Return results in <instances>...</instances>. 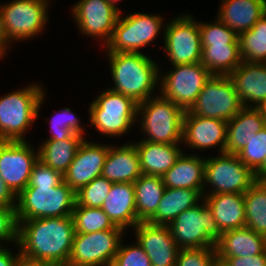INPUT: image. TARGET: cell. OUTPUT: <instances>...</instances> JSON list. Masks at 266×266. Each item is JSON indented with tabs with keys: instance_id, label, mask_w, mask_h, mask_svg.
Instances as JSON below:
<instances>
[{
	"instance_id": "cell-28",
	"label": "cell",
	"mask_w": 266,
	"mask_h": 266,
	"mask_svg": "<svg viewBox=\"0 0 266 266\" xmlns=\"http://www.w3.org/2000/svg\"><path fill=\"white\" fill-rule=\"evenodd\" d=\"M215 248L217 257L256 256L266 253V237L245 226L223 232Z\"/></svg>"
},
{
	"instance_id": "cell-8",
	"label": "cell",
	"mask_w": 266,
	"mask_h": 266,
	"mask_svg": "<svg viewBox=\"0 0 266 266\" xmlns=\"http://www.w3.org/2000/svg\"><path fill=\"white\" fill-rule=\"evenodd\" d=\"M51 4V0H10L0 4L8 41L15 45L43 34L49 24Z\"/></svg>"
},
{
	"instance_id": "cell-29",
	"label": "cell",
	"mask_w": 266,
	"mask_h": 266,
	"mask_svg": "<svg viewBox=\"0 0 266 266\" xmlns=\"http://www.w3.org/2000/svg\"><path fill=\"white\" fill-rule=\"evenodd\" d=\"M202 199L203 190L165 187L156 214L148 222L168 226L181 212L194 207Z\"/></svg>"
},
{
	"instance_id": "cell-33",
	"label": "cell",
	"mask_w": 266,
	"mask_h": 266,
	"mask_svg": "<svg viewBox=\"0 0 266 266\" xmlns=\"http://www.w3.org/2000/svg\"><path fill=\"white\" fill-rule=\"evenodd\" d=\"M245 226L266 237V181H256L244 193Z\"/></svg>"
},
{
	"instance_id": "cell-2",
	"label": "cell",
	"mask_w": 266,
	"mask_h": 266,
	"mask_svg": "<svg viewBox=\"0 0 266 266\" xmlns=\"http://www.w3.org/2000/svg\"><path fill=\"white\" fill-rule=\"evenodd\" d=\"M106 56L114 82L110 90L131 97L137 103L159 94L156 89L162 66L156 60L145 53H106Z\"/></svg>"
},
{
	"instance_id": "cell-16",
	"label": "cell",
	"mask_w": 266,
	"mask_h": 266,
	"mask_svg": "<svg viewBox=\"0 0 266 266\" xmlns=\"http://www.w3.org/2000/svg\"><path fill=\"white\" fill-rule=\"evenodd\" d=\"M71 9L78 32L97 39L105 47L112 37L120 11L106 0H79Z\"/></svg>"
},
{
	"instance_id": "cell-12",
	"label": "cell",
	"mask_w": 266,
	"mask_h": 266,
	"mask_svg": "<svg viewBox=\"0 0 266 266\" xmlns=\"http://www.w3.org/2000/svg\"><path fill=\"white\" fill-rule=\"evenodd\" d=\"M199 19L195 20L190 13L179 14L169 22L166 20L163 45L165 59L172 66L201 62L202 46Z\"/></svg>"
},
{
	"instance_id": "cell-48",
	"label": "cell",
	"mask_w": 266,
	"mask_h": 266,
	"mask_svg": "<svg viewBox=\"0 0 266 266\" xmlns=\"http://www.w3.org/2000/svg\"><path fill=\"white\" fill-rule=\"evenodd\" d=\"M256 181H266V156L263 163L254 171Z\"/></svg>"
},
{
	"instance_id": "cell-5",
	"label": "cell",
	"mask_w": 266,
	"mask_h": 266,
	"mask_svg": "<svg viewBox=\"0 0 266 266\" xmlns=\"http://www.w3.org/2000/svg\"><path fill=\"white\" fill-rule=\"evenodd\" d=\"M88 107V124L102 137H123L137 124L138 103L109 88L99 93Z\"/></svg>"
},
{
	"instance_id": "cell-35",
	"label": "cell",
	"mask_w": 266,
	"mask_h": 266,
	"mask_svg": "<svg viewBox=\"0 0 266 266\" xmlns=\"http://www.w3.org/2000/svg\"><path fill=\"white\" fill-rule=\"evenodd\" d=\"M75 233H92L110 229H122L115 226L101 208L84 207L75 204L72 211Z\"/></svg>"
},
{
	"instance_id": "cell-15",
	"label": "cell",
	"mask_w": 266,
	"mask_h": 266,
	"mask_svg": "<svg viewBox=\"0 0 266 266\" xmlns=\"http://www.w3.org/2000/svg\"><path fill=\"white\" fill-rule=\"evenodd\" d=\"M37 161L38 148L30 141H0V176L16 196L28 186Z\"/></svg>"
},
{
	"instance_id": "cell-45",
	"label": "cell",
	"mask_w": 266,
	"mask_h": 266,
	"mask_svg": "<svg viewBox=\"0 0 266 266\" xmlns=\"http://www.w3.org/2000/svg\"><path fill=\"white\" fill-rule=\"evenodd\" d=\"M0 206L7 208L17 207V196L10 190L0 176Z\"/></svg>"
},
{
	"instance_id": "cell-51",
	"label": "cell",
	"mask_w": 266,
	"mask_h": 266,
	"mask_svg": "<svg viewBox=\"0 0 266 266\" xmlns=\"http://www.w3.org/2000/svg\"><path fill=\"white\" fill-rule=\"evenodd\" d=\"M7 56V53L0 47V60L5 59L4 57Z\"/></svg>"
},
{
	"instance_id": "cell-37",
	"label": "cell",
	"mask_w": 266,
	"mask_h": 266,
	"mask_svg": "<svg viewBox=\"0 0 266 266\" xmlns=\"http://www.w3.org/2000/svg\"><path fill=\"white\" fill-rule=\"evenodd\" d=\"M113 182L103 176L96 177L76 192V205L101 208Z\"/></svg>"
},
{
	"instance_id": "cell-31",
	"label": "cell",
	"mask_w": 266,
	"mask_h": 266,
	"mask_svg": "<svg viewBox=\"0 0 266 266\" xmlns=\"http://www.w3.org/2000/svg\"><path fill=\"white\" fill-rule=\"evenodd\" d=\"M135 203L139 222H148L155 214L164 194L161 176L142 174L134 183Z\"/></svg>"
},
{
	"instance_id": "cell-24",
	"label": "cell",
	"mask_w": 266,
	"mask_h": 266,
	"mask_svg": "<svg viewBox=\"0 0 266 266\" xmlns=\"http://www.w3.org/2000/svg\"><path fill=\"white\" fill-rule=\"evenodd\" d=\"M217 17L238 35L266 14V0H220Z\"/></svg>"
},
{
	"instance_id": "cell-3",
	"label": "cell",
	"mask_w": 266,
	"mask_h": 266,
	"mask_svg": "<svg viewBox=\"0 0 266 266\" xmlns=\"http://www.w3.org/2000/svg\"><path fill=\"white\" fill-rule=\"evenodd\" d=\"M43 87L41 82H33L0 96V141H27L26 134L46 101Z\"/></svg>"
},
{
	"instance_id": "cell-23",
	"label": "cell",
	"mask_w": 266,
	"mask_h": 266,
	"mask_svg": "<svg viewBox=\"0 0 266 266\" xmlns=\"http://www.w3.org/2000/svg\"><path fill=\"white\" fill-rule=\"evenodd\" d=\"M101 209L115 226L133 229L139 223L133 183H113Z\"/></svg>"
},
{
	"instance_id": "cell-25",
	"label": "cell",
	"mask_w": 266,
	"mask_h": 266,
	"mask_svg": "<svg viewBox=\"0 0 266 266\" xmlns=\"http://www.w3.org/2000/svg\"><path fill=\"white\" fill-rule=\"evenodd\" d=\"M142 174L163 176L184 151L182 143L164 144L145 140L135 143Z\"/></svg>"
},
{
	"instance_id": "cell-30",
	"label": "cell",
	"mask_w": 266,
	"mask_h": 266,
	"mask_svg": "<svg viewBox=\"0 0 266 266\" xmlns=\"http://www.w3.org/2000/svg\"><path fill=\"white\" fill-rule=\"evenodd\" d=\"M84 138L80 134H73L70 138L61 141L41 140L42 143L36 144L39 145L38 160L64 175Z\"/></svg>"
},
{
	"instance_id": "cell-4",
	"label": "cell",
	"mask_w": 266,
	"mask_h": 266,
	"mask_svg": "<svg viewBox=\"0 0 266 266\" xmlns=\"http://www.w3.org/2000/svg\"><path fill=\"white\" fill-rule=\"evenodd\" d=\"M184 113L181 107L160 94L138 103L136 123L140 124L138 129L144 134L140 140L182 143Z\"/></svg>"
},
{
	"instance_id": "cell-13",
	"label": "cell",
	"mask_w": 266,
	"mask_h": 266,
	"mask_svg": "<svg viewBox=\"0 0 266 266\" xmlns=\"http://www.w3.org/2000/svg\"><path fill=\"white\" fill-rule=\"evenodd\" d=\"M126 234L124 229L75 233L67 266H111Z\"/></svg>"
},
{
	"instance_id": "cell-6",
	"label": "cell",
	"mask_w": 266,
	"mask_h": 266,
	"mask_svg": "<svg viewBox=\"0 0 266 266\" xmlns=\"http://www.w3.org/2000/svg\"><path fill=\"white\" fill-rule=\"evenodd\" d=\"M122 13L110 41L104 47L105 53H143L141 49L153 45V42L159 40L157 37H164L166 23L162 15L132 12L121 16Z\"/></svg>"
},
{
	"instance_id": "cell-21",
	"label": "cell",
	"mask_w": 266,
	"mask_h": 266,
	"mask_svg": "<svg viewBox=\"0 0 266 266\" xmlns=\"http://www.w3.org/2000/svg\"><path fill=\"white\" fill-rule=\"evenodd\" d=\"M135 141L111 144L105 158L102 176L113 183H134L141 175Z\"/></svg>"
},
{
	"instance_id": "cell-53",
	"label": "cell",
	"mask_w": 266,
	"mask_h": 266,
	"mask_svg": "<svg viewBox=\"0 0 266 266\" xmlns=\"http://www.w3.org/2000/svg\"><path fill=\"white\" fill-rule=\"evenodd\" d=\"M262 109H263V111H264L265 114H266V103H265V105L262 107Z\"/></svg>"
},
{
	"instance_id": "cell-18",
	"label": "cell",
	"mask_w": 266,
	"mask_h": 266,
	"mask_svg": "<svg viewBox=\"0 0 266 266\" xmlns=\"http://www.w3.org/2000/svg\"><path fill=\"white\" fill-rule=\"evenodd\" d=\"M87 137L79 145L72 163L63 175L64 182L76 193L96 177L102 176L111 142L100 144Z\"/></svg>"
},
{
	"instance_id": "cell-34",
	"label": "cell",
	"mask_w": 266,
	"mask_h": 266,
	"mask_svg": "<svg viewBox=\"0 0 266 266\" xmlns=\"http://www.w3.org/2000/svg\"><path fill=\"white\" fill-rule=\"evenodd\" d=\"M239 47L242 61L266 63V14L239 35Z\"/></svg>"
},
{
	"instance_id": "cell-42",
	"label": "cell",
	"mask_w": 266,
	"mask_h": 266,
	"mask_svg": "<svg viewBox=\"0 0 266 266\" xmlns=\"http://www.w3.org/2000/svg\"><path fill=\"white\" fill-rule=\"evenodd\" d=\"M10 243L12 248L18 243L16 208L0 206V247H8Z\"/></svg>"
},
{
	"instance_id": "cell-19",
	"label": "cell",
	"mask_w": 266,
	"mask_h": 266,
	"mask_svg": "<svg viewBox=\"0 0 266 266\" xmlns=\"http://www.w3.org/2000/svg\"><path fill=\"white\" fill-rule=\"evenodd\" d=\"M134 230V231H133ZM131 231L148 255L152 266H175L179 247L167 225L139 222Z\"/></svg>"
},
{
	"instance_id": "cell-43",
	"label": "cell",
	"mask_w": 266,
	"mask_h": 266,
	"mask_svg": "<svg viewBox=\"0 0 266 266\" xmlns=\"http://www.w3.org/2000/svg\"><path fill=\"white\" fill-rule=\"evenodd\" d=\"M64 181L63 175L38 160L32 168L28 186L57 187Z\"/></svg>"
},
{
	"instance_id": "cell-10",
	"label": "cell",
	"mask_w": 266,
	"mask_h": 266,
	"mask_svg": "<svg viewBox=\"0 0 266 266\" xmlns=\"http://www.w3.org/2000/svg\"><path fill=\"white\" fill-rule=\"evenodd\" d=\"M208 157L205 158L203 195L244 194L256 182L254 172L237 154L224 152Z\"/></svg>"
},
{
	"instance_id": "cell-41",
	"label": "cell",
	"mask_w": 266,
	"mask_h": 266,
	"mask_svg": "<svg viewBox=\"0 0 266 266\" xmlns=\"http://www.w3.org/2000/svg\"><path fill=\"white\" fill-rule=\"evenodd\" d=\"M215 247L179 249L175 266H215Z\"/></svg>"
},
{
	"instance_id": "cell-27",
	"label": "cell",
	"mask_w": 266,
	"mask_h": 266,
	"mask_svg": "<svg viewBox=\"0 0 266 266\" xmlns=\"http://www.w3.org/2000/svg\"><path fill=\"white\" fill-rule=\"evenodd\" d=\"M206 205L212 211L220 231L245 227L244 194L222 193L203 195Z\"/></svg>"
},
{
	"instance_id": "cell-17",
	"label": "cell",
	"mask_w": 266,
	"mask_h": 266,
	"mask_svg": "<svg viewBox=\"0 0 266 266\" xmlns=\"http://www.w3.org/2000/svg\"><path fill=\"white\" fill-rule=\"evenodd\" d=\"M226 138V121L195 115L189 110L185 111L182 132L183 150L189 148L192 151H208V149L218 148V154L224 153Z\"/></svg>"
},
{
	"instance_id": "cell-9",
	"label": "cell",
	"mask_w": 266,
	"mask_h": 266,
	"mask_svg": "<svg viewBox=\"0 0 266 266\" xmlns=\"http://www.w3.org/2000/svg\"><path fill=\"white\" fill-rule=\"evenodd\" d=\"M168 227L180 249L216 247L222 235L204 199L181 212Z\"/></svg>"
},
{
	"instance_id": "cell-40",
	"label": "cell",
	"mask_w": 266,
	"mask_h": 266,
	"mask_svg": "<svg viewBox=\"0 0 266 266\" xmlns=\"http://www.w3.org/2000/svg\"><path fill=\"white\" fill-rule=\"evenodd\" d=\"M136 242V243H134ZM111 266H152L150 259L143 248L133 241L128 244L122 239L118 252L116 253Z\"/></svg>"
},
{
	"instance_id": "cell-46",
	"label": "cell",
	"mask_w": 266,
	"mask_h": 266,
	"mask_svg": "<svg viewBox=\"0 0 266 266\" xmlns=\"http://www.w3.org/2000/svg\"><path fill=\"white\" fill-rule=\"evenodd\" d=\"M18 244L16 248L17 253L11 250L9 247H0V266H17L19 259L21 258L20 249Z\"/></svg>"
},
{
	"instance_id": "cell-52",
	"label": "cell",
	"mask_w": 266,
	"mask_h": 266,
	"mask_svg": "<svg viewBox=\"0 0 266 266\" xmlns=\"http://www.w3.org/2000/svg\"><path fill=\"white\" fill-rule=\"evenodd\" d=\"M215 266H226V265L221 261H217Z\"/></svg>"
},
{
	"instance_id": "cell-1",
	"label": "cell",
	"mask_w": 266,
	"mask_h": 266,
	"mask_svg": "<svg viewBox=\"0 0 266 266\" xmlns=\"http://www.w3.org/2000/svg\"><path fill=\"white\" fill-rule=\"evenodd\" d=\"M18 246L22 258L67 266L75 227L71 216L17 220Z\"/></svg>"
},
{
	"instance_id": "cell-32",
	"label": "cell",
	"mask_w": 266,
	"mask_h": 266,
	"mask_svg": "<svg viewBox=\"0 0 266 266\" xmlns=\"http://www.w3.org/2000/svg\"><path fill=\"white\" fill-rule=\"evenodd\" d=\"M201 46V63L212 75H229L242 63L239 44Z\"/></svg>"
},
{
	"instance_id": "cell-47",
	"label": "cell",
	"mask_w": 266,
	"mask_h": 266,
	"mask_svg": "<svg viewBox=\"0 0 266 266\" xmlns=\"http://www.w3.org/2000/svg\"><path fill=\"white\" fill-rule=\"evenodd\" d=\"M0 47L7 54L11 50L10 48L12 47V44L7 39V35H6V32H5L1 11H0Z\"/></svg>"
},
{
	"instance_id": "cell-7",
	"label": "cell",
	"mask_w": 266,
	"mask_h": 266,
	"mask_svg": "<svg viewBox=\"0 0 266 266\" xmlns=\"http://www.w3.org/2000/svg\"><path fill=\"white\" fill-rule=\"evenodd\" d=\"M76 193L63 181L57 187L27 186L17 196V220L71 216Z\"/></svg>"
},
{
	"instance_id": "cell-39",
	"label": "cell",
	"mask_w": 266,
	"mask_h": 266,
	"mask_svg": "<svg viewBox=\"0 0 266 266\" xmlns=\"http://www.w3.org/2000/svg\"><path fill=\"white\" fill-rule=\"evenodd\" d=\"M239 159L253 172L263 163L266 156V127L256 133L244 148L237 153Z\"/></svg>"
},
{
	"instance_id": "cell-38",
	"label": "cell",
	"mask_w": 266,
	"mask_h": 266,
	"mask_svg": "<svg viewBox=\"0 0 266 266\" xmlns=\"http://www.w3.org/2000/svg\"><path fill=\"white\" fill-rule=\"evenodd\" d=\"M214 22L199 21L201 45L239 44V35L217 17Z\"/></svg>"
},
{
	"instance_id": "cell-36",
	"label": "cell",
	"mask_w": 266,
	"mask_h": 266,
	"mask_svg": "<svg viewBox=\"0 0 266 266\" xmlns=\"http://www.w3.org/2000/svg\"><path fill=\"white\" fill-rule=\"evenodd\" d=\"M49 122L50 136L46 140H63L70 138L73 134H80L85 137V125L82 126L80 117L75 114L71 108H61L51 118L46 119ZM81 122V123H80Z\"/></svg>"
},
{
	"instance_id": "cell-26",
	"label": "cell",
	"mask_w": 266,
	"mask_h": 266,
	"mask_svg": "<svg viewBox=\"0 0 266 266\" xmlns=\"http://www.w3.org/2000/svg\"><path fill=\"white\" fill-rule=\"evenodd\" d=\"M184 151L175 164L162 176L165 187L193 190L204 189L205 158Z\"/></svg>"
},
{
	"instance_id": "cell-20",
	"label": "cell",
	"mask_w": 266,
	"mask_h": 266,
	"mask_svg": "<svg viewBox=\"0 0 266 266\" xmlns=\"http://www.w3.org/2000/svg\"><path fill=\"white\" fill-rule=\"evenodd\" d=\"M244 107H263L266 103V63H242L228 75Z\"/></svg>"
},
{
	"instance_id": "cell-50",
	"label": "cell",
	"mask_w": 266,
	"mask_h": 266,
	"mask_svg": "<svg viewBox=\"0 0 266 266\" xmlns=\"http://www.w3.org/2000/svg\"><path fill=\"white\" fill-rule=\"evenodd\" d=\"M109 4L113 5L115 8H117L120 12V8L118 7V2H120L121 0H106ZM117 4V5H116Z\"/></svg>"
},
{
	"instance_id": "cell-22",
	"label": "cell",
	"mask_w": 266,
	"mask_h": 266,
	"mask_svg": "<svg viewBox=\"0 0 266 266\" xmlns=\"http://www.w3.org/2000/svg\"><path fill=\"white\" fill-rule=\"evenodd\" d=\"M266 127V114L262 107H242L227 122L226 153L237 154L257 132Z\"/></svg>"
},
{
	"instance_id": "cell-44",
	"label": "cell",
	"mask_w": 266,
	"mask_h": 266,
	"mask_svg": "<svg viewBox=\"0 0 266 266\" xmlns=\"http://www.w3.org/2000/svg\"><path fill=\"white\" fill-rule=\"evenodd\" d=\"M226 266H266V253L256 256L217 257Z\"/></svg>"
},
{
	"instance_id": "cell-11",
	"label": "cell",
	"mask_w": 266,
	"mask_h": 266,
	"mask_svg": "<svg viewBox=\"0 0 266 266\" xmlns=\"http://www.w3.org/2000/svg\"><path fill=\"white\" fill-rule=\"evenodd\" d=\"M159 69V94L188 111L195 104L205 82L212 75L201 63L174 65ZM165 71V72H163Z\"/></svg>"
},
{
	"instance_id": "cell-14",
	"label": "cell",
	"mask_w": 266,
	"mask_h": 266,
	"mask_svg": "<svg viewBox=\"0 0 266 266\" xmlns=\"http://www.w3.org/2000/svg\"><path fill=\"white\" fill-rule=\"evenodd\" d=\"M242 107L228 75H211L189 111L195 115L228 122Z\"/></svg>"
},
{
	"instance_id": "cell-49",
	"label": "cell",
	"mask_w": 266,
	"mask_h": 266,
	"mask_svg": "<svg viewBox=\"0 0 266 266\" xmlns=\"http://www.w3.org/2000/svg\"><path fill=\"white\" fill-rule=\"evenodd\" d=\"M17 266H57L50 263H43V262H33L24 258H20Z\"/></svg>"
}]
</instances>
